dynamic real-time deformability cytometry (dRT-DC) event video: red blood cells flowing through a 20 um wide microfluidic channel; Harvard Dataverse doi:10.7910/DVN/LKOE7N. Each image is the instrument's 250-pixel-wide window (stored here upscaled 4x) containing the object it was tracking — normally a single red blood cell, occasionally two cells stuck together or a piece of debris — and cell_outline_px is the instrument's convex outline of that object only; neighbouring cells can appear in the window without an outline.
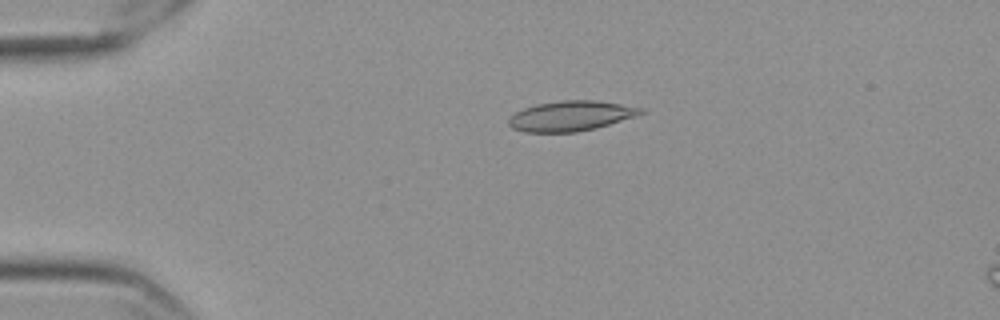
{"species": "Egyptian fruit bat (a non-hibernating species)", "species_latin": "Rousettus aegyptiacus", "temperature_condition": "cold", "stored_images_in_passage": 46, "camera_frame_rate_fps": 3000, "um_per_image_px": 0.085, "frame": {"image": 1, "passage_image": 2, "time_ms": 0.333, "image_size_px": [1000, 320], "cell_outline_px": [[644, 112], [596, 128], [576, 132], [524, 132], [512, 128], [508, 124], [508, 116], [524, 108], [536, 104], [560, 100], [596, 100], [644, 108]], "centroid_in_image_um": [48.44, 9.85], "position_along_channel_um": 36.6, "area_um2": 23.0}}
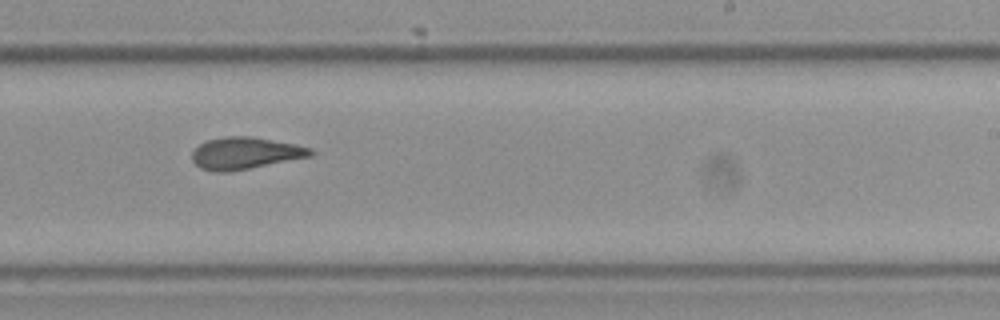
{"frame": {"image": 2, "passage_image": 25, "time_ms": 8.0, "image_size_px": [1000, 320], "cell_outline_px": [[316, 152], [312, 156], [228, 172], [216, 172], [200, 168], [192, 160], [192, 152], [200, 144], [208, 140], [224, 136], [252, 136], [296, 144], [312, 148]], "centroid_in_image_um": [20.86, 13.01], "position_along_channel_um": 268.1, "area_um2": 22.08}}
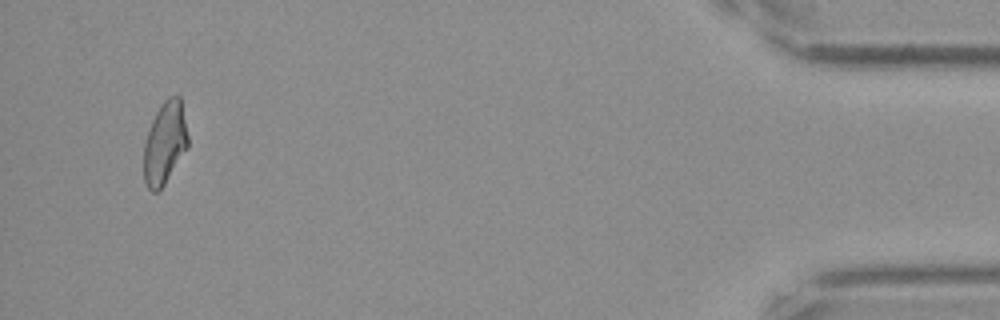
{"frame": {"image": 3, "passage_image": 44, "time_ms": 14.333, "image_size_px": [1000, 320], "cell_outline_px": [[188, 148], [164, 184], [156, 192], [152, 192], [148, 188], [144, 180], [144, 144], [152, 120], [160, 104], [168, 96], [180, 96], [188, 136]], "centroid_in_image_um": [14.01, 12.14], "position_along_channel_um": 421.2, "area_um2": 21.1}, "authors_computed_cell_mechanics": {"area_um2": 22.0218, "velocity_mm_per_s": 3.5734, "shape_relaxation_time_tau1_ms": null, "shape_relaxation_time_tau2_ms": 3.2831, "deformation_change_tau1": null, "deformation_change_tau2": 0.1059}}